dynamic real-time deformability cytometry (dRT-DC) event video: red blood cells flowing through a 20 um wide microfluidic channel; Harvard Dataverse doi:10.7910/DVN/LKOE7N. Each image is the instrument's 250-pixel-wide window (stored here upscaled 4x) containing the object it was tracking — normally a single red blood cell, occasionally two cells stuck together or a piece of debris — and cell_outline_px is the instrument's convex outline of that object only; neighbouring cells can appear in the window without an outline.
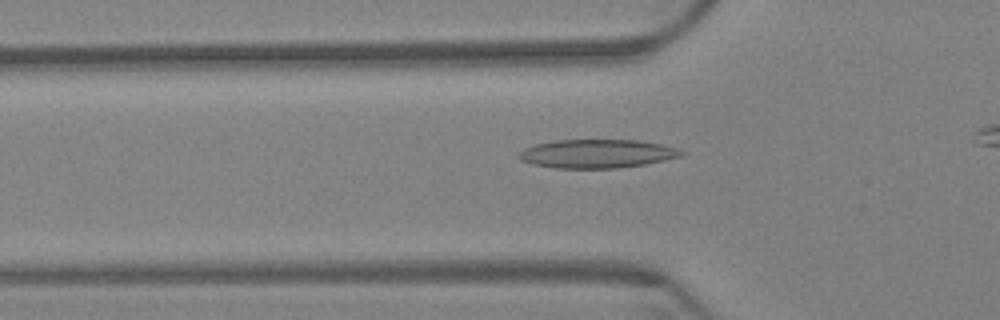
{"species": "Egyptian fruit bat (a non-hibernating species)", "species_latin": "Rousettus aegyptiacus", "temperature_condition": "warm", "stored_images_in_passage": 38, "camera_frame_rate_fps": 3000, "um_per_image_px": 0.085, "animal": {"sex": "female"}, "frame": {"image": 1, "passage_image": 5, "time_ms": 1.333, "image_size_px": [1000, 320], "cell_outline_px": [[684, 156], [644, 164], [616, 168], [556, 168], [532, 164], [520, 160], [516, 156], [524, 148], [536, 144], [556, 140], [640, 140], [660, 144], [676, 148], [684, 152]], "centroid_in_image_um": [50.73, 13.06], "position_along_channel_um": 75.1, "area_um2": 27.05}}
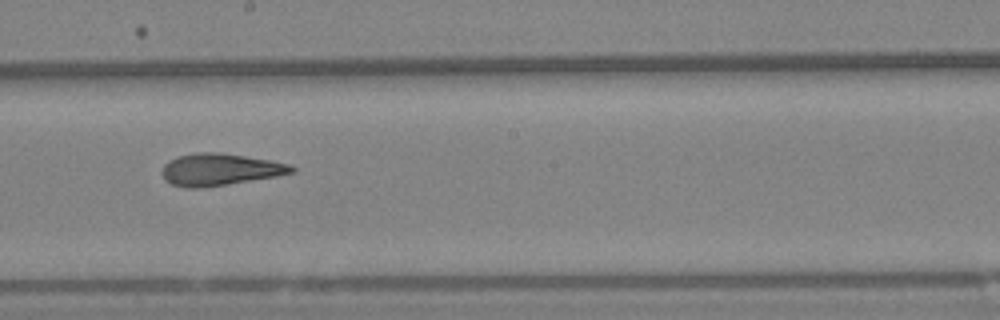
{"frame": {"image": 2, "passage_image": 19, "time_ms": 6.0, "image_size_px": [1000, 320], "cell_outline_px": [[296, 172], [276, 176], [228, 184], [200, 188], [188, 188], [172, 184], [164, 180], [160, 172], [164, 164], [168, 160], [176, 156], [196, 152], [220, 152], [268, 160], [288, 164], [296, 168]], "centroid_in_image_um": [18.63, 14.4], "position_along_channel_um": 229.6, "area_um2": 24.22}}
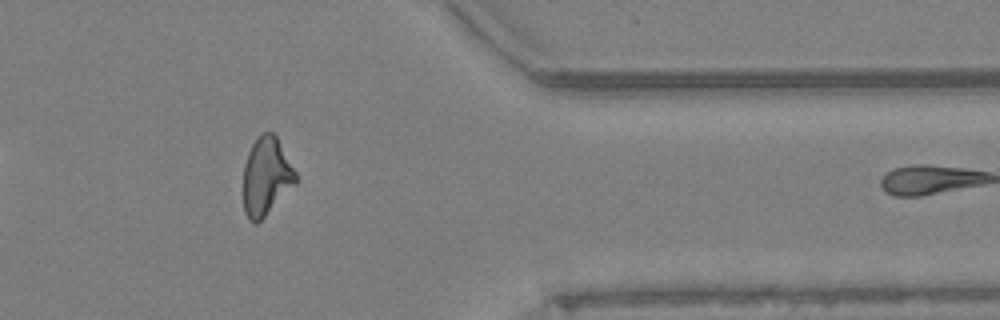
{"frame": {"image": 3, "passage_image": 35, "time_ms": 11.333, "image_size_px": [1000, 320], "cell_outline_px": [[300, 180], [256, 224], [252, 224], [248, 220], [244, 212], [244, 164], [248, 152], [252, 144], [260, 132], [272, 132], [276, 136], [296, 172]], "centroid_in_image_um": [22.63, 14.99], "position_along_channel_um": 388.8, "area_um2": 23.87}, "authors_computed_cell_mechanics": {"area_um2": 23.9581, "velocity_mm_per_s": 3.301, "shape_relaxation_time_tau1_ms": null, "shape_relaxation_time_tau2_ms": 3.4315, "deformation_change_tau1": null, "deformation_change_tau2": 0.1287}}